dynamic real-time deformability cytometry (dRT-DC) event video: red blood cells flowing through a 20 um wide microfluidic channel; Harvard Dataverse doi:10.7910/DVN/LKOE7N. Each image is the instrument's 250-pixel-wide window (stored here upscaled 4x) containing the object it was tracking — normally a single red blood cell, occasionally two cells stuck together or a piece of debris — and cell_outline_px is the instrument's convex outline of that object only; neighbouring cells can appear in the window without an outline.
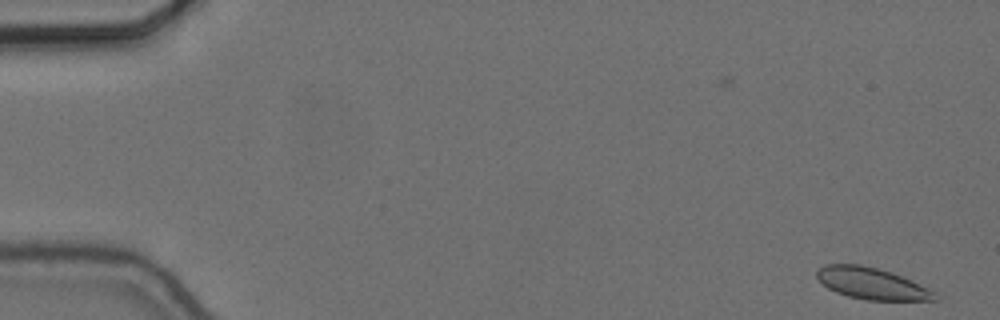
{"species": "common noctule bat (a hibernating species)", "species_latin": "Nyctalus noctula", "temperature_condition": "cold", "stored_images_in_passage": 58, "camera_frame_rate_fps": 3000, "um_per_image_px": 0.085, "animal": {"sex": "female", "body_mass_g": 24.6, "forearm_length_mm": 56.2}, "frame": {"image": 1, "passage_image": 2, "time_ms": 0.333, "image_size_px": [1000, 320], "cell_outline_px": [[936, 300], [868, 300], [848, 296], [836, 292], [828, 288], [816, 276], [816, 272], [824, 264], [860, 264], [892, 272], [932, 292]], "centroid_in_image_um": [73.99, 24.08], "position_along_channel_um": 11.0, "area_um2": 20.98}}
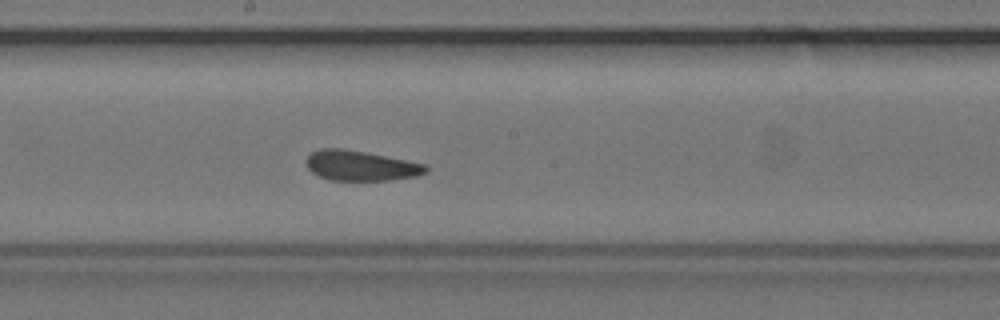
{"frame": {"image": 2, "passage_image": 31, "time_ms": 10.0, "image_size_px": [1000, 320], "cell_outline_px": [[428, 172], [416, 176], [388, 180], [332, 180], [320, 176], [312, 172], [308, 168], [304, 160], [312, 152], [320, 148], [344, 148], [428, 164]], "centroid_in_image_um": [30.67, 14.07], "position_along_channel_um": 217.5, "area_um2": 21.04}}
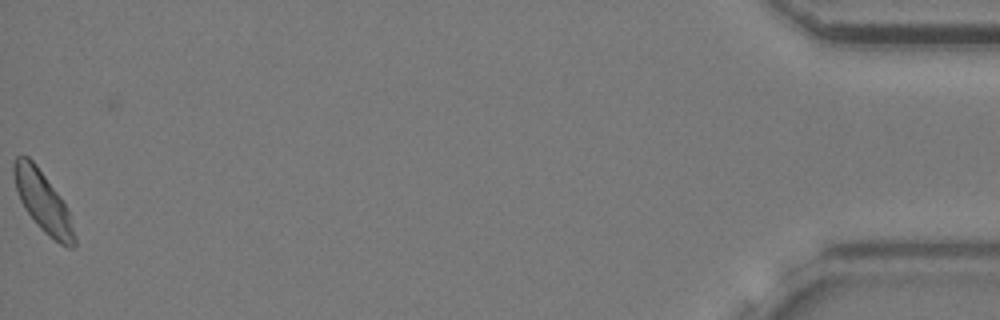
{"frame": {"image": 3, "passage_image": 57, "time_ms": 18.667, "image_size_px": [1000, 320], "cell_outline_px": [[76, 244], [72, 248], [68, 248], [60, 244], [48, 236], [36, 224], [24, 208], [20, 200], [16, 188], [12, 172], [12, 164], [16, 156], [28, 156], [36, 164], [60, 196], [68, 208], [76, 240]], "centroid_in_image_um": [3.64, 17.15], "position_along_channel_um": 431.6, "area_um2": 21.44}, "authors_computed_cell_mechanics": {"area_um2": 21.4149, "velocity_mm_per_s": 3.6222, "shape_relaxation_time_tau1_ms": 7.9625, "shape_relaxation_time_tau2_ms": 1.9927, "deformation_change_tau1": 0.094, "deformation_change_tau2": 0.0619}}